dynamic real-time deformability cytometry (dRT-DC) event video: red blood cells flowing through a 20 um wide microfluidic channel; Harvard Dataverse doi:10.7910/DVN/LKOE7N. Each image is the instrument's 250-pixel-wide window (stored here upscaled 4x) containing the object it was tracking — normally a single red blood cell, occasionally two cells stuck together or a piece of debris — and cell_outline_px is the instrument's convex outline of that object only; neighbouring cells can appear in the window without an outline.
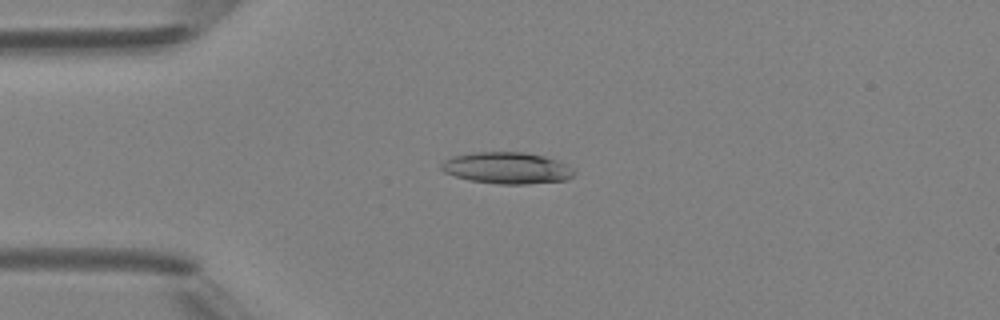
{"species": "Egyptian fruit bat (a non-hibernating species)", "species_latin": "Rousettus aegyptiacus", "temperature_condition": "room temperature", "stored_images_in_passage": 4, "camera_frame_rate_fps": 3000, "um_per_image_px": 0.085, "animal": {"sex": "female"}, "frame": {"image": 1, "passage_image": 3, "time_ms": 2.333, "image_size_px": [1000, 320], "cell_outline_px": [[576, 172], [568, 180], [528, 184], [500, 184], [468, 180], [444, 172], [440, 168], [440, 164], [444, 160], [452, 156], [472, 152], [524, 152], [544, 156], [568, 164]], "centroid_in_image_um": [43.09, 14.28], "position_along_channel_um": 41.9, "area_um2": 24.62}}